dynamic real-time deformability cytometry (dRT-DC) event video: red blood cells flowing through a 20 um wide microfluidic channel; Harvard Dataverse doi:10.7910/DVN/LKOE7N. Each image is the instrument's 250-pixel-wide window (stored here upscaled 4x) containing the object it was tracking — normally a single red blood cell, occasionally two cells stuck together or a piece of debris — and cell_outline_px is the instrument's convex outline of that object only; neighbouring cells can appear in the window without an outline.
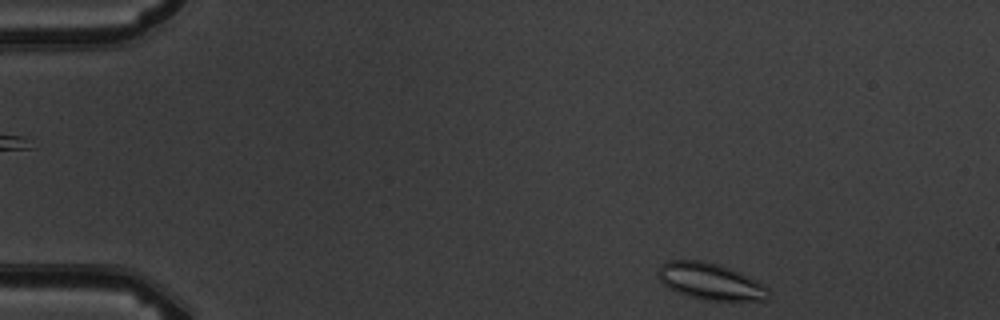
{"species": "common noctule bat (a hibernating species)", "species_latin": "Nyctalus noctula", "temperature_condition": "warm", "stored_images_in_passage": 4, "camera_frame_rate_fps": 3000, "um_per_image_px": 0.085, "animal": {"sex": "male", "body_mass_g": 19.5, "forearm_length_mm": 54.6}, "frame": {"image": 1, "passage_image": 4, "time_ms": 3.333, "image_size_px": [1000, 320], "cell_outline_px": [[768, 300], [704, 300], [688, 296], [676, 292], [668, 288], [660, 280], [656, 272], [660, 264], [668, 260], [700, 260], [720, 264], [732, 268], [764, 284], [768, 288]], "centroid_in_image_um": [60.35, 23.9], "position_along_channel_um": 24.6, "area_um2": 23.81}}